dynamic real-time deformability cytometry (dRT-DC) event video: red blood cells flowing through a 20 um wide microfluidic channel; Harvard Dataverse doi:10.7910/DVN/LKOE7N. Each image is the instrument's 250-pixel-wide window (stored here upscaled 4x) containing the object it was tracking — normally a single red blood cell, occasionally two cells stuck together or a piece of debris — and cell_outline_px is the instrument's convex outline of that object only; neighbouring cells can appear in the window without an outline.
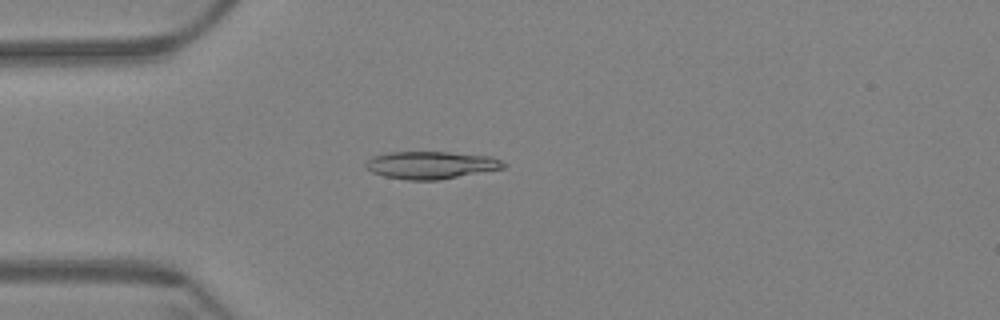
{"species": "Egyptian fruit bat (a non-hibernating species)", "species_latin": "Rousettus aegyptiacus", "temperature_condition": "warm", "stored_images_in_passage": 61, "camera_frame_rate_fps": 3000, "um_per_image_px": 0.085, "animal": {"sex": "female"}, "frame": {"image": 1, "passage_image": 17, "time_ms": 5.333, "image_size_px": [1000, 320], "cell_outline_px": [[508, 164], [504, 168], [440, 180], [408, 180], [384, 176], [372, 172], [364, 168], [364, 164], [372, 156], [388, 152], [448, 152], [492, 156]], "centroid_in_image_um": [36.62, 14.03], "position_along_channel_um": 48.4, "area_um2": 22.25}}
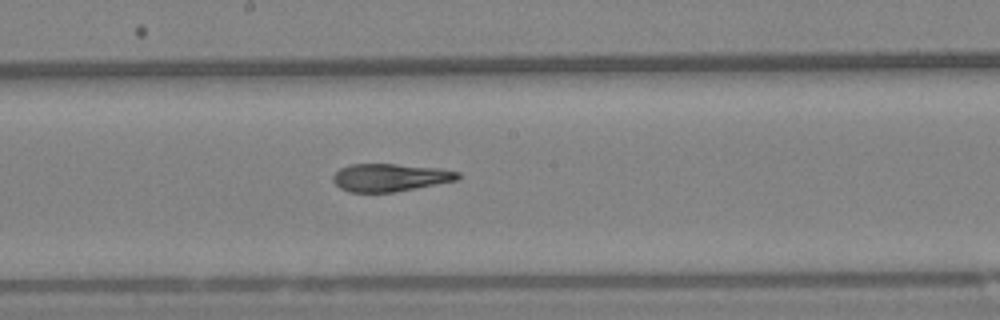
{"frame": {"image": 2, "passage_image": 33, "time_ms": 10.667, "image_size_px": [1000, 320], "cell_outline_px": [[460, 176], [456, 180], [416, 188], [392, 192], [348, 192], [340, 188], [332, 180], [332, 176], [340, 168], [348, 164], [396, 164], [440, 168], [460, 172]], "centroid_in_image_um": [33.12, 15.08], "position_along_channel_um": 215.1, "area_um2": 20.17}}
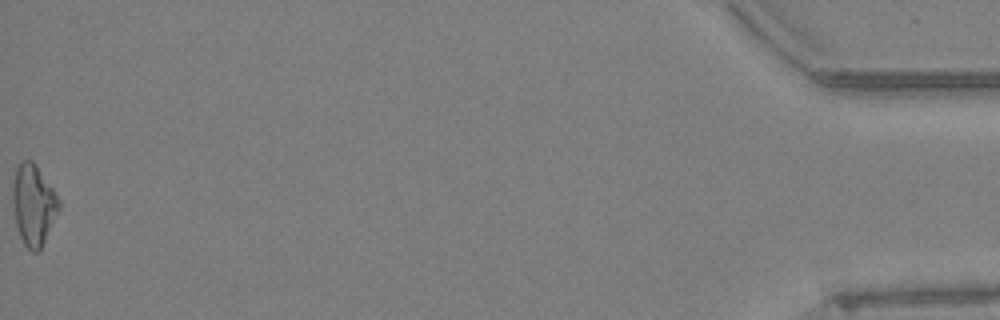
{"frame": {"image": 3, "passage_image": 61, "time_ms": 20.0, "image_size_px": [1000, 320], "cell_outline_px": [[60, 208], [40, 248], [36, 252], [32, 252], [24, 244], [20, 236], [16, 224], [12, 204], [12, 184], [16, 168], [20, 160], [32, 160], [36, 164], [60, 200]], "centroid_in_image_um": [2.82, 17.36], "position_along_channel_um": 432.4, "area_um2": 21.62}, "authors_computed_cell_mechanics": {"area_um2": 21.4438, "velocity_mm_per_s": 3.4036, "shape_relaxation_time_tau1_ms": 9.2889, "shape_relaxation_time_tau2_ms": 2.2871, "deformation_change_tau1": 0.2526, "deformation_change_tau2": 0.1065}}